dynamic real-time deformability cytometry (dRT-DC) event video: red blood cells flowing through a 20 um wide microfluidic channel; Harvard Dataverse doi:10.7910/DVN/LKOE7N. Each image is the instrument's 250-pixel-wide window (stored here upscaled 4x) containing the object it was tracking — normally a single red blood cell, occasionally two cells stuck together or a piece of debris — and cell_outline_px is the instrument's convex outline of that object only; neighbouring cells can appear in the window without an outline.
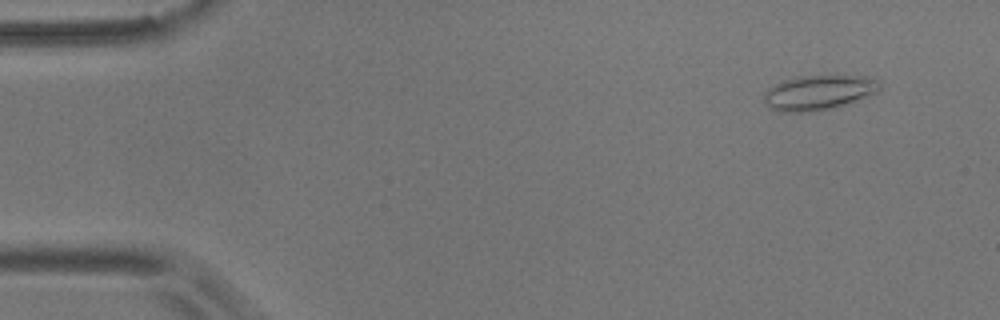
{"species": "common noctule bat (a hibernating species)", "species_latin": "Nyctalus noctula", "temperature_condition": "room temperature", "stored_images_in_passage": 51, "camera_frame_rate_fps": 3000, "um_per_image_px": 0.085, "animal": {"sex": "male", "body_mass_g": 17.9}, "frame": {"image": 1, "passage_image": 1, "time_ms": 0.0, "image_size_px": [1000, 320], "cell_outline_px": [[884, 88], [876, 92], [856, 100], [832, 108], [804, 112], [780, 112], [764, 104], [764, 92], [768, 88], [784, 80], [800, 76], [864, 76], [880, 80], [884, 84]], "centroid_in_image_um": [69.61, 7.86], "position_along_channel_um": 15.4, "area_um2": 23.41}}
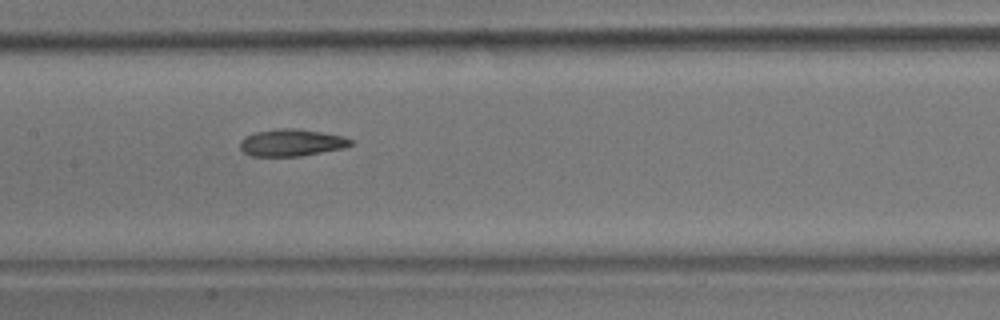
{"frame": {"image": 2, "passage_image": 23, "time_ms": 7.333, "image_size_px": [1000, 320], "cell_outline_px": [[352, 144], [344, 148], [300, 156], [252, 156], [244, 152], [240, 148], [240, 140], [244, 136], [256, 132], [276, 128], [292, 128], [320, 132], [344, 136], [352, 140]], "centroid_in_image_um": [24.75, 12.12], "position_along_channel_um": 182.6, "area_um2": 17.4}}
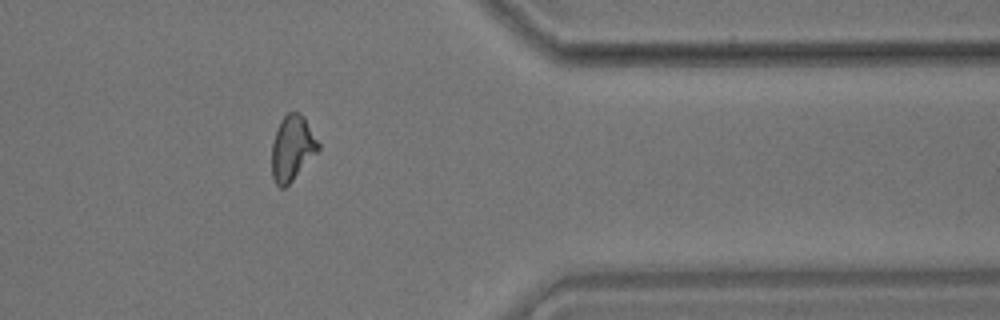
{"frame": {"image": 3, "passage_image": 41, "time_ms": 13.333, "image_size_px": [1000, 320], "cell_outline_px": [[320, 148], [292, 180], [284, 188], [280, 188], [276, 184], [272, 176], [272, 144], [280, 120], [288, 112], [296, 112], [304, 116], [320, 144]], "centroid_in_image_um": [24.83, 12.58], "position_along_channel_um": 386.6, "area_um2": 17.4}, "authors_computed_cell_mechanics": {"area_um2": 17.6868, "velocity_mm_per_s": 3.6632, "shape_relaxation_time_tau1_ms": null, "shape_relaxation_time_tau2_ms": 3.075, "deformation_change_tau1": null, "deformation_change_tau2": 0.1043}}